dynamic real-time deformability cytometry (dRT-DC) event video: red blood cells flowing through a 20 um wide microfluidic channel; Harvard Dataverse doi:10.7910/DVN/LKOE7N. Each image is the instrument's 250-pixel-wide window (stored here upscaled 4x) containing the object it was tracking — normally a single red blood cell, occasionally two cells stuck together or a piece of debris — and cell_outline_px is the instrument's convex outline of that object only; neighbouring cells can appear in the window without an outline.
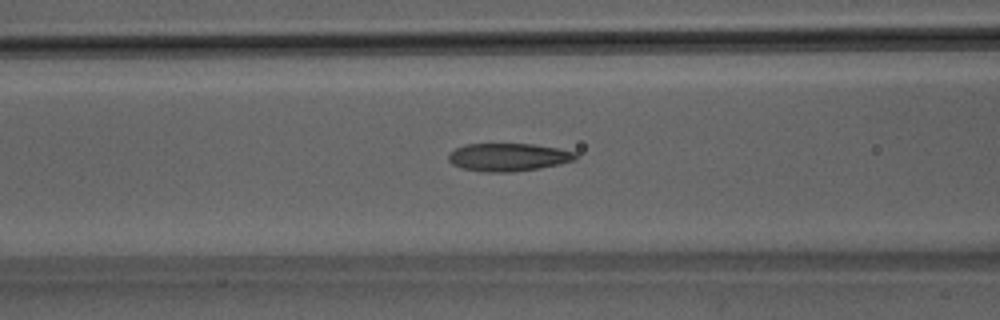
{"species": "Egyptian fruit bat (a non-hibernating species)", "species_latin": "Rousettus aegyptiacus", "temperature_condition": "room temperature", "stored_images_in_passage": 50, "camera_frame_rate_fps": 3000, "um_per_image_px": 0.085, "animal": {"sex": "male"}, "frame": {"image": 1, "passage_image": 21, "time_ms": 6.667, "image_size_px": [1000, 320], "cell_outline_px": [[576, 160], [560, 164], [540, 168], [512, 172], [484, 172], [460, 168], [452, 164], [448, 160], [448, 156], [456, 148], [464, 144], [532, 144], [560, 148], [576, 152]], "centroid_in_image_um": [43.21, 13.36], "position_along_channel_um": 123.4, "area_um2": 20.81}}
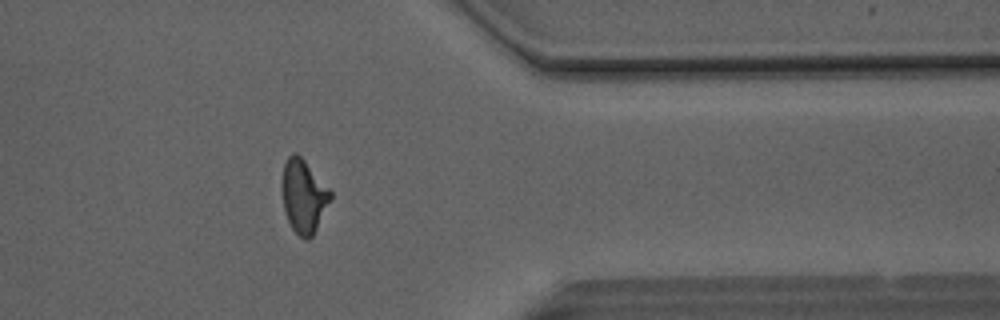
{"frame": {"image": 2, "passage_image": 41, "time_ms": 13.333, "image_size_px": [1000, 320], "cell_outline_px": [[332, 200], [312, 236], [308, 240], [304, 240], [292, 228], [288, 220], [284, 208], [280, 184], [284, 164], [288, 156], [292, 152], [296, 152], [304, 160], [332, 192]], "centroid_in_image_um": [25.8, 16.66], "position_along_channel_um": 385.6, "area_um2": 20.81}}
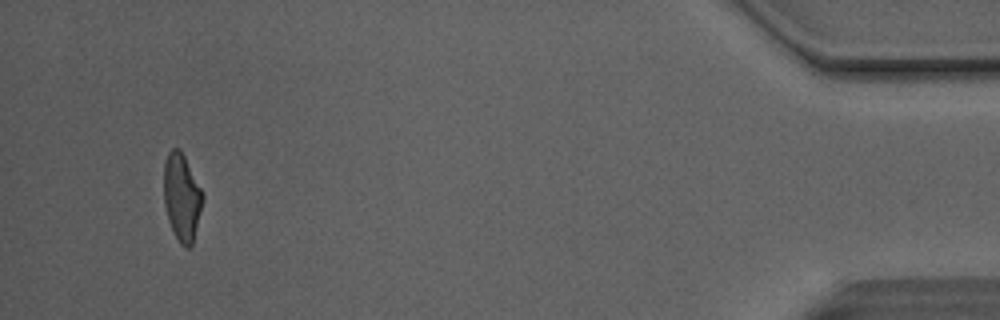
{"frame": {"image": 3, "passage_image": 48, "time_ms": 15.667, "image_size_px": [1000, 320], "cell_outline_px": [[204, 196], [192, 244], [188, 248], [184, 248], [180, 244], [168, 220], [164, 204], [164, 164], [168, 152], [172, 148], [180, 148], [204, 192]], "centroid_in_image_um": [15.45, 16.73], "position_along_channel_um": 419.7, "area_um2": 19.77}, "authors_computed_cell_mechanics": {"area_um2": 20.7502, "velocity_mm_per_s": 4.1386, "shape_relaxation_time_tau1_ms": 5.2928, "shape_relaxation_time_tau2_ms": 1.5307, "deformation_change_tau1": 0.1758, "deformation_change_tau2": 0.0893}}